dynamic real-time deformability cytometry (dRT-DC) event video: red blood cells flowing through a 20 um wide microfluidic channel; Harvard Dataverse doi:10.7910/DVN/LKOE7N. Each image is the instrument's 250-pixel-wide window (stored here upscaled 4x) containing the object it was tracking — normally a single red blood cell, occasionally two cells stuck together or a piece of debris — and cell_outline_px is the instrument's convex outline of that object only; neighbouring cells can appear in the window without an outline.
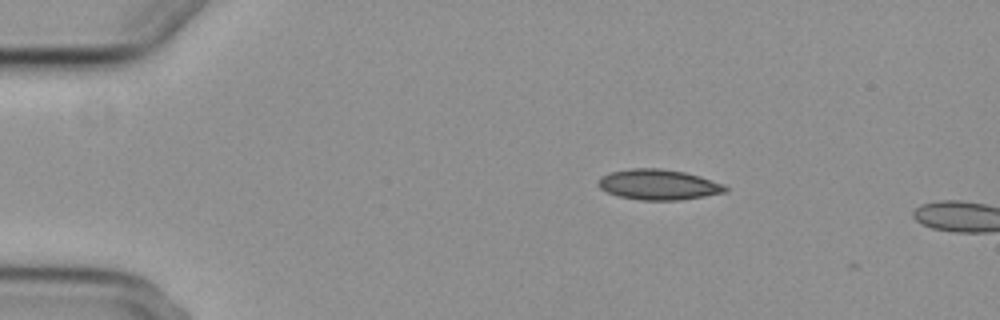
{"species": "common noctule bat (a hibernating species)", "species_latin": "Nyctalus noctula", "temperature_condition": "cold", "stored_images_in_passage": 2, "camera_frame_rate_fps": 3000, "um_per_image_px": 0.085, "animal": {"sex": "female", "body_mass_g": 29.2, "forearm_length_mm": 56.3}, "frame": {"image": 1, "passage_image": 1, "time_ms": 0.0, "image_size_px": [1000, 320], "cell_outline_px": [[728, 192], [680, 200], [640, 200], [616, 196], [600, 188], [596, 184], [600, 176], [612, 172], [632, 168], [660, 168], [684, 172], [700, 176], [724, 184], [728, 188]], "centroid_in_image_um": [55.97, 15.69], "position_along_channel_um": 29.0, "area_um2": 22.66}}